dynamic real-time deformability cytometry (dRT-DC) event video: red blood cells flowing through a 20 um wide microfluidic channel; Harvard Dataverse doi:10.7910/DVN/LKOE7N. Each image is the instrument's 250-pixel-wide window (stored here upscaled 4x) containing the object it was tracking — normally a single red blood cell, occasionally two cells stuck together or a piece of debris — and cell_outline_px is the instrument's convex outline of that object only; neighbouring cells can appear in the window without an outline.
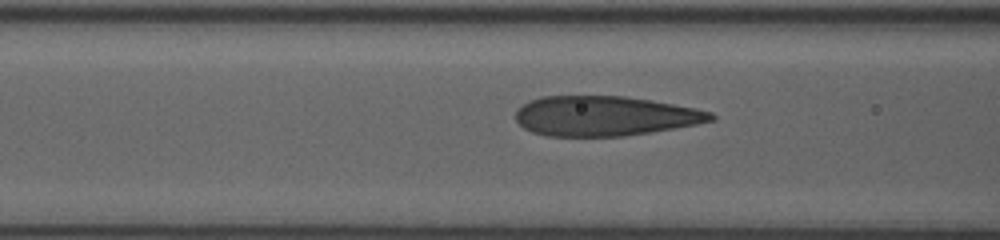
{"species": "human", "species_latin": "Homo sapiens", "temperature_condition": "room temperature", "stored_images_in_passage": 6, "camera_frame_rate_fps": 3000, "um_per_image_px": 0.085, "donor": {"sex": "female"}, "frame": {"image": 1, "passage_image": 4, "time_ms": 1.0, "image_size_px": [1000, 240], "cell_outline_px": [[716, 120], [696, 124], [648, 132], [620, 136], [548, 136], [532, 132], [524, 128], [516, 120], [516, 108], [528, 100], [540, 96], [624, 96], [696, 108], [712, 112], [716, 116]], "centroid_in_image_um": [51.36, 9.85], "position_along_channel_um": 115.2, "area_um2": 45.2}}